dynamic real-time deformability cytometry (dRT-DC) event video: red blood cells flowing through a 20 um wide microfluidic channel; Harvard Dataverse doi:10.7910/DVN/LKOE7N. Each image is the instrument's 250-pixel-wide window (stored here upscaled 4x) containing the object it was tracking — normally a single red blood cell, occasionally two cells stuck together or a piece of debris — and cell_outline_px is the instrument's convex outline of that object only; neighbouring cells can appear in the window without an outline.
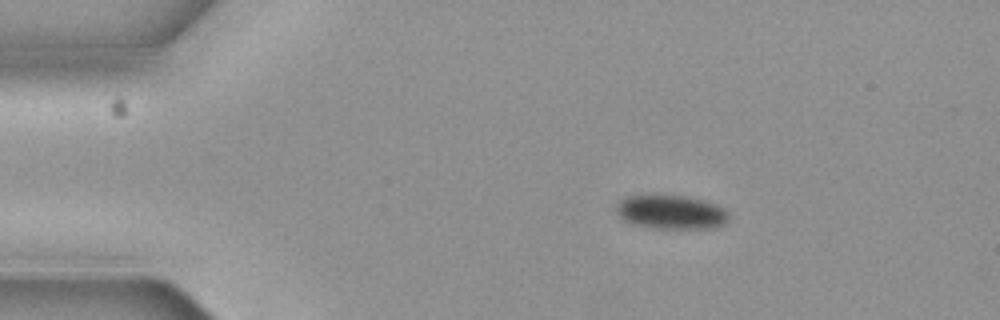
{"species": "common noctule bat (a hibernating species)", "species_latin": "Nyctalus noctula", "temperature_condition": "cold", "stored_images_in_passage": 3, "camera_frame_rate_fps": 3000, "um_per_image_px": 0.085, "animal": {"sex": "female", "body_mass_g": 19.3, "forearm_length_mm": 54.1}, "frame": {"image": 1, "passage_image": 2, "time_ms": 0.333, "image_size_px": [1000, 320], "cell_outline_px": [[732, 216], [724, 224], [708, 228], [656, 228], [632, 224], [624, 220], [616, 212], [616, 204], [620, 200], [628, 196], [684, 196], [704, 200], [716, 204], [724, 208]], "centroid_in_image_um": [57.07, 18.03], "position_along_channel_um": 27.9, "area_um2": 22.14}}